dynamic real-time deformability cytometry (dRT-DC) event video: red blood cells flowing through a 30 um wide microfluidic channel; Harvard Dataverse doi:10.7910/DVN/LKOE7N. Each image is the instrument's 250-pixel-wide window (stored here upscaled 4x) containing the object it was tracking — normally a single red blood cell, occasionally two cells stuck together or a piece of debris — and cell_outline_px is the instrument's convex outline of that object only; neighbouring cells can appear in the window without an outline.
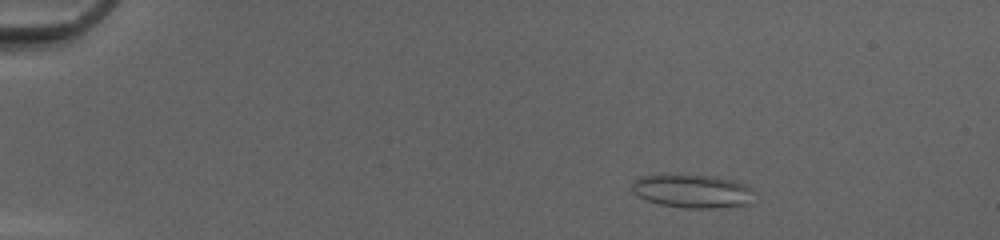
{"species": "common noctule bat (a hibernating species)", "species_latin": "Nyctalus noctula", "temperature_condition": "cold", "stored_images_in_passage": 51, "camera_frame_rate_fps": 3000, "um_per_image_px": 0.085, "animal": {"sex": "female", "body_mass_g": 20.0, "forearm_length_mm": 54.0}, "frame": {"image": 1, "passage_image": 9, "time_ms": 2.667, "image_size_px": [1000, 240], "cell_outline_px": [[752, 204], [712, 208], [684, 208], [660, 204], [648, 200], [632, 192], [632, 180], [640, 176], [716, 176], [732, 180], [744, 184], [752, 188]], "centroid_in_image_um": [58.88, 16.26], "position_along_channel_um": 26.1, "area_um2": 23.47}}
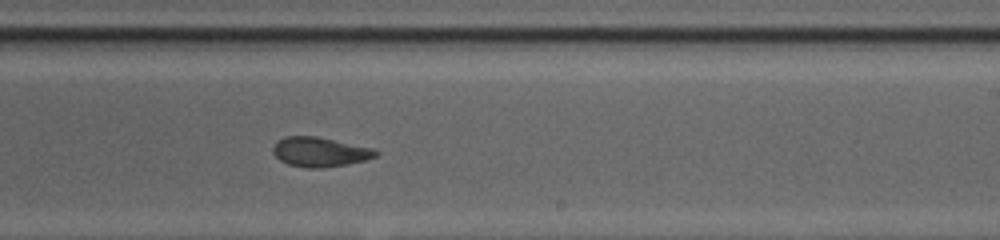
{"frame": {"image": 2, "passage_image": 33, "time_ms": 10.667, "image_size_px": [1000, 240], "cell_outline_px": [[380, 152], [376, 156], [364, 160], [348, 164], [320, 168], [308, 168], [288, 164], [280, 160], [272, 152], [272, 148], [276, 140], [284, 136], [316, 136], [372, 148]], "centroid_in_image_um": [27.15, 12.91], "position_along_channel_um": 261.9, "area_um2": 17.69}}
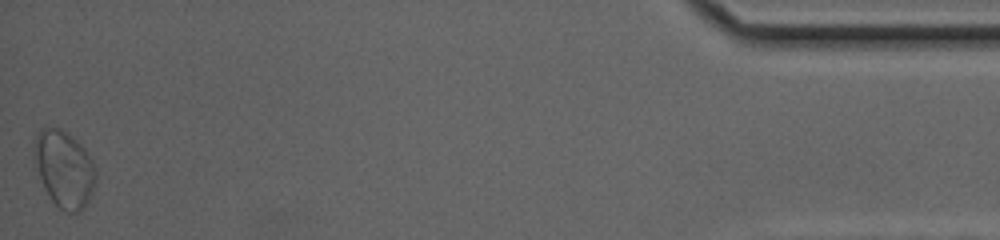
{"frame": {"image": 3, "passage_image": 51, "time_ms": 16.667, "image_size_px": [1000, 240], "cell_outline_px": [[96, 180], [92, 192], [84, 208], [80, 212], [64, 212], [52, 200], [44, 188], [32, 164], [32, 148], [36, 132], [44, 124], [60, 128], [68, 132], [84, 148], [92, 160], [96, 172]], "centroid_in_image_um": [5.39, 14.3], "position_along_channel_um": 429.8, "area_um2": 28.44}, "authors_computed_cell_mechanics": {"area_um2": 19.7098, "velocity_mm_per_s": 4.1844, "shape_relaxation_time_tau1_ms": null, "shape_relaxation_time_tau2_ms": 2.3122, "deformation_change_tau1": null, "deformation_change_tau2": 0.0919}}